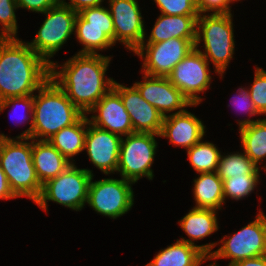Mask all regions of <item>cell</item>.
Listing matches in <instances>:
<instances>
[{
    "label": "cell",
    "mask_w": 266,
    "mask_h": 266,
    "mask_svg": "<svg viewBox=\"0 0 266 266\" xmlns=\"http://www.w3.org/2000/svg\"><path fill=\"white\" fill-rule=\"evenodd\" d=\"M93 171L78 168L72 163L57 177L46 181L42 185L39 198L35 201L47 213L48 201L60 204L74 211H81L87 204L88 188Z\"/></svg>",
    "instance_id": "cell-6"
},
{
    "label": "cell",
    "mask_w": 266,
    "mask_h": 266,
    "mask_svg": "<svg viewBox=\"0 0 266 266\" xmlns=\"http://www.w3.org/2000/svg\"><path fill=\"white\" fill-rule=\"evenodd\" d=\"M206 260L208 258L198 248L177 239L145 266H201Z\"/></svg>",
    "instance_id": "cell-23"
},
{
    "label": "cell",
    "mask_w": 266,
    "mask_h": 266,
    "mask_svg": "<svg viewBox=\"0 0 266 266\" xmlns=\"http://www.w3.org/2000/svg\"><path fill=\"white\" fill-rule=\"evenodd\" d=\"M258 211L255 219L239 231L224 235L218 241L221 246L207 261L230 259L227 266H231L240 260L266 255V215L262 210Z\"/></svg>",
    "instance_id": "cell-8"
},
{
    "label": "cell",
    "mask_w": 266,
    "mask_h": 266,
    "mask_svg": "<svg viewBox=\"0 0 266 266\" xmlns=\"http://www.w3.org/2000/svg\"><path fill=\"white\" fill-rule=\"evenodd\" d=\"M113 88L120 94L130 115L133 131L160 135L164 116L141 96L138 89L134 85L127 87L116 81Z\"/></svg>",
    "instance_id": "cell-16"
},
{
    "label": "cell",
    "mask_w": 266,
    "mask_h": 266,
    "mask_svg": "<svg viewBox=\"0 0 266 266\" xmlns=\"http://www.w3.org/2000/svg\"><path fill=\"white\" fill-rule=\"evenodd\" d=\"M18 8H24L35 13H44L50 8L63 4V0H16Z\"/></svg>",
    "instance_id": "cell-37"
},
{
    "label": "cell",
    "mask_w": 266,
    "mask_h": 266,
    "mask_svg": "<svg viewBox=\"0 0 266 266\" xmlns=\"http://www.w3.org/2000/svg\"><path fill=\"white\" fill-rule=\"evenodd\" d=\"M261 174H244V176H232L223 181L224 201L227 199L241 200L254 192L259 183Z\"/></svg>",
    "instance_id": "cell-29"
},
{
    "label": "cell",
    "mask_w": 266,
    "mask_h": 266,
    "mask_svg": "<svg viewBox=\"0 0 266 266\" xmlns=\"http://www.w3.org/2000/svg\"><path fill=\"white\" fill-rule=\"evenodd\" d=\"M238 130L241 149L263 171V168L266 169V164L264 167H260L259 164H262L266 159V118L241 127Z\"/></svg>",
    "instance_id": "cell-26"
},
{
    "label": "cell",
    "mask_w": 266,
    "mask_h": 266,
    "mask_svg": "<svg viewBox=\"0 0 266 266\" xmlns=\"http://www.w3.org/2000/svg\"><path fill=\"white\" fill-rule=\"evenodd\" d=\"M113 18L114 44L120 42L126 49L134 52L146 34L144 18L137 0H108Z\"/></svg>",
    "instance_id": "cell-13"
},
{
    "label": "cell",
    "mask_w": 266,
    "mask_h": 266,
    "mask_svg": "<svg viewBox=\"0 0 266 266\" xmlns=\"http://www.w3.org/2000/svg\"><path fill=\"white\" fill-rule=\"evenodd\" d=\"M198 17L199 15L160 14L149 36L146 32L143 43H159L171 38H182L189 39L195 45Z\"/></svg>",
    "instance_id": "cell-20"
},
{
    "label": "cell",
    "mask_w": 266,
    "mask_h": 266,
    "mask_svg": "<svg viewBox=\"0 0 266 266\" xmlns=\"http://www.w3.org/2000/svg\"><path fill=\"white\" fill-rule=\"evenodd\" d=\"M193 182L194 208L222 210L225 203L223 181L216 172L199 173Z\"/></svg>",
    "instance_id": "cell-22"
},
{
    "label": "cell",
    "mask_w": 266,
    "mask_h": 266,
    "mask_svg": "<svg viewBox=\"0 0 266 266\" xmlns=\"http://www.w3.org/2000/svg\"><path fill=\"white\" fill-rule=\"evenodd\" d=\"M217 212L211 209H198L192 208L189 212L178 220V224L181 227L189 239L182 237L178 239L184 241L189 245L198 248L207 258L213 254V249L218 242H211L202 245L195 244V241L204 239L210 236L214 232L218 231L219 224L217 219Z\"/></svg>",
    "instance_id": "cell-19"
},
{
    "label": "cell",
    "mask_w": 266,
    "mask_h": 266,
    "mask_svg": "<svg viewBox=\"0 0 266 266\" xmlns=\"http://www.w3.org/2000/svg\"><path fill=\"white\" fill-rule=\"evenodd\" d=\"M123 137L116 173L134 184L143 177L153 180L154 171L151 167L158 147L156 139L160 135L135 132Z\"/></svg>",
    "instance_id": "cell-7"
},
{
    "label": "cell",
    "mask_w": 266,
    "mask_h": 266,
    "mask_svg": "<svg viewBox=\"0 0 266 266\" xmlns=\"http://www.w3.org/2000/svg\"><path fill=\"white\" fill-rule=\"evenodd\" d=\"M122 136L98 128L88 120L84 150L90 162L105 175L115 174Z\"/></svg>",
    "instance_id": "cell-15"
},
{
    "label": "cell",
    "mask_w": 266,
    "mask_h": 266,
    "mask_svg": "<svg viewBox=\"0 0 266 266\" xmlns=\"http://www.w3.org/2000/svg\"><path fill=\"white\" fill-rule=\"evenodd\" d=\"M230 0H197L196 6L200 14H230ZM211 12V13H209Z\"/></svg>",
    "instance_id": "cell-36"
},
{
    "label": "cell",
    "mask_w": 266,
    "mask_h": 266,
    "mask_svg": "<svg viewBox=\"0 0 266 266\" xmlns=\"http://www.w3.org/2000/svg\"><path fill=\"white\" fill-rule=\"evenodd\" d=\"M260 169L255 165L249 157L242 152H231L221 154L218 167L217 175L225 180L232 176H244V174H260Z\"/></svg>",
    "instance_id": "cell-28"
},
{
    "label": "cell",
    "mask_w": 266,
    "mask_h": 266,
    "mask_svg": "<svg viewBox=\"0 0 266 266\" xmlns=\"http://www.w3.org/2000/svg\"><path fill=\"white\" fill-rule=\"evenodd\" d=\"M88 188L87 204L95 212L111 219L127 214L134 205V191L131 181L115 178H103L93 181Z\"/></svg>",
    "instance_id": "cell-10"
},
{
    "label": "cell",
    "mask_w": 266,
    "mask_h": 266,
    "mask_svg": "<svg viewBox=\"0 0 266 266\" xmlns=\"http://www.w3.org/2000/svg\"><path fill=\"white\" fill-rule=\"evenodd\" d=\"M17 198L14 193L11 191L7 177L0 167V199L9 200Z\"/></svg>",
    "instance_id": "cell-39"
},
{
    "label": "cell",
    "mask_w": 266,
    "mask_h": 266,
    "mask_svg": "<svg viewBox=\"0 0 266 266\" xmlns=\"http://www.w3.org/2000/svg\"><path fill=\"white\" fill-rule=\"evenodd\" d=\"M207 266H219V265L216 263V261H214L213 263H210Z\"/></svg>",
    "instance_id": "cell-41"
},
{
    "label": "cell",
    "mask_w": 266,
    "mask_h": 266,
    "mask_svg": "<svg viewBox=\"0 0 266 266\" xmlns=\"http://www.w3.org/2000/svg\"><path fill=\"white\" fill-rule=\"evenodd\" d=\"M16 0H0V38L18 37Z\"/></svg>",
    "instance_id": "cell-31"
},
{
    "label": "cell",
    "mask_w": 266,
    "mask_h": 266,
    "mask_svg": "<svg viewBox=\"0 0 266 266\" xmlns=\"http://www.w3.org/2000/svg\"><path fill=\"white\" fill-rule=\"evenodd\" d=\"M236 93L237 94L231 97V103H232L231 105L234 106V108H238V111L241 110L244 113L248 114V117H249L247 119L237 120V124L239 128L250 125L260 120L259 118L256 120L250 119V117H253L255 115L259 116L260 114L258 113L257 109L254 106V103L252 101V98L250 96V93L247 87L243 88L242 86L238 88Z\"/></svg>",
    "instance_id": "cell-32"
},
{
    "label": "cell",
    "mask_w": 266,
    "mask_h": 266,
    "mask_svg": "<svg viewBox=\"0 0 266 266\" xmlns=\"http://www.w3.org/2000/svg\"><path fill=\"white\" fill-rule=\"evenodd\" d=\"M233 15L200 14L197 19L195 48L213 64L214 72L223 78L235 52ZM203 42V46H200ZM203 47L204 51L199 49Z\"/></svg>",
    "instance_id": "cell-5"
},
{
    "label": "cell",
    "mask_w": 266,
    "mask_h": 266,
    "mask_svg": "<svg viewBox=\"0 0 266 266\" xmlns=\"http://www.w3.org/2000/svg\"><path fill=\"white\" fill-rule=\"evenodd\" d=\"M231 266H266V255L240 260Z\"/></svg>",
    "instance_id": "cell-40"
},
{
    "label": "cell",
    "mask_w": 266,
    "mask_h": 266,
    "mask_svg": "<svg viewBox=\"0 0 266 266\" xmlns=\"http://www.w3.org/2000/svg\"><path fill=\"white\" fill-rule=\"evenodd\" d=\"M63 0V4L79 13L82 9L103 5L104 0Z\"/></svg>",
    "instance_id": "cell-38"
},
{
    "label": "cell",
    "mask_w": 266,
    "mask_h": 266,
    "mask_svg": "<svg viewBox=\"0 0 266 266\" xmlns=\"http://www.w3.org/2000/svg\"><path fill=\"white\" fill-rule=\"evenodd\" d=\"M254 73V82L247 89L258 113L266 115V71L256 67Z\"/></svg>",
    "instance_id": "cell-34"
},
{
    "label": "cell",
    "mask_w": 266,
    "mask_h": 266,
    "mask_svg": "<svg viewBox=\"0 0 266 266\" xmlns=\"http://www.w3.org/2000/svg\"><path fill=\"white\" fill-rule=\"evenodd\" d=\"M32 159L42 185L57 177L72 164L48 140L32 139Z\"/></svg>",
    "instance_id": "cell-21"
},
{
    "label": "cell",
    "mask_w": 266,
    "mask_h": 266,
    "mask_svg": "<svg viewBox=\"0 0 266 266\" xmlns=\"http://www.w3.org/2000/svg\"><path fill=\"white\" fill-rule=\"evenodd\" d=\"M232 3H234V2H237V1H240L241 2V0H230Z\"/></svg>",
    "instance_id": "cell-42"
},
{
    "label": "cell",
    "mask_w": 266,
    "mask_h": 266,
    "mask_svg": "<svg viewBox=\"0 0 266 266\" xmlns=\"http://www.w3.org/2000/svg\"><path fill=\"white\" fill-rule=\"evenodd\" d=\"M78 14L85 20V27L114 28L109 8L105 6L85 8Z\"/></svg>",
    "instance_id": "cell-33"
},
{
    "label": "cell",
    "mask_w": 266,
    "mask_h": 266,
    "mask_svg": "<svg viewBox=\"0 0 266 266\" xmlns=\"http://www.w3.org/2000/svg\"><path fill=\"white\" fill-rule=\"evenodd\" d=\"M88 116L83 114L74 124L62 128L48 141L71 163L73 157L84 151Z\"/></svg>",
    "instance_id": "cell-24"
},
{
    "label": "cell",
    "mask_w": 266,
    "mask_h": 266,
    "mask_svg": "<svg viewBox=\"0 0 266 266\" xmlns=\"http://www.w3.org/2000/svg\"><path fill=\"white\" fill-rule=\"evenodd\" d=\"M90 113L93 115L88 117L89 122L98 128L122 137L135 133L121 96L113 87L87 112V115Z\"/></svg>",
    "instance_id": "cell-17"
},
{
    "label": "cell",
    "mask_w": 266,
    "mask_h": 266,
    "mask_svg": "<svg viewBox=\"0 0 266 266\" xmlns=\"http://www.w3.org/2000/svg\"><path fill=\"white\" fill-rule=\"evenodd\" d=\"M33 101H34V94L33 95H27V96H21V97H15V98H8L3 101H0V113L4 111V109L8 107H12L11 110L17 114L19 118V122L16 124H22V123H28L30 122V126L28 129L20 133V135H17L13 138H29L31 136V129H32V111H33ZM17 108H21L20 110L24 109L20 112L17 111ZM27 111V112H26ZM24 113V114H21ZM10 114V113H9ZM14 115V113L12 112ZM17 119V118H16Z\"/></svg>",
    "instance_id": "cell-30"
},
{
    "label": "cell",
    "mask_w": 266,
    "mask_h": 266,
    "mask_svg": "<svg viewBox=\"0 0 266 266\" xmlns=\"http://www.w3.org/2000/svg\"><path fill=\"white\" fill-rule=\"evenodd\" d=\"M34 94L32 129L29 138L48 140L62 128L74 124L84 113L49 78Z\"/></svg>",
    "instance_id": "cell-3"
},
{
    "label": "cell",
    "mask_w": 266,
    "mask_h": 266,
    "mask_svg": "<svg viewBox=\"0 0 266 266\" xmlns=\"http://www.w3.org/2000/svg\"><path fill=\"white\" fill-rule=\"evenodd\" d=\"M161 14L199 15L195 0H153Z\"/></svg>",
    "instance_id": "cell-35"
},
{
    "label": "cell",
    "mask_w": 266,
    "mask_h": 266,
    "mask_svg": "<svg viewBox=\"0 0 266 266\" xmlns=\"http://www.w3.org/2000/svg\"><path fill=\"white\" fill-rule=\"evenodd\" d=\"M205 130L202 120L185 110L164 117L160 137L168 138L169 143L187 150L203 139Z\"/></svg>",
    "instance_id": "cell-18"
},
{
    "label": "cell",
    "mask_w": 266,
    "mask_h": 266,
    "mask_svg": "<svg viewBox=\"0 0 266 266\" xmlns=\"http://www.w3.org/2000/svg\"><path fill=\"white\" fill-rule=\"evenodd\" d=\"M0 167L17 198L34 203L42 190L32 159V138H11L0 133Z\"/></svg>",
    "instance_id": "cell-4"
},
{
    "label": "cell",
    "mask_w": 266,
    "mask_h": 266,
    "mask_svg": "<svg viewBox=\"0 0 266 266\" xmlns=\"http://www.w3.org/2000/svg\"><path fill=\"white\" fill-rule=\"evenodd\" d=\"M50 78V65L19 37L0 38V101L33 95Z\"/></svg>",
    "instance_id": "cell-2"
},
{
    "label": "cell",
    "mask_w": 266,
    "mask_h": 266,
    "mask_svg": "<svg viewBox=\"0 0 266 266\" xmlns=\"http://www.w3.org/2000/svg\"><path fill=\"white\" fill-rule=\"evenodd\" d=\"M202 140L186 150L191 167L197 174L216 172L221 151L213 142H203Z\"/></svg>",
    "instance_id": "cell-27"
},
{
    "label": "cell",
    "mask_w": 266,
    "mask_h": 266,
    "mask_svg": "<svg viewBox=\"0 0 266 266\" xmlns=\"http://www.w3.org/2000/svg\"><path fill=\"white\" fill-rule=\"evenodd\" d=\"M195 45L189 39L171 38L159 43H142L133 53L142 62V74L167 77Z\"/></svg>",
    "instance_id": "cell-11"
},
{
    "label": "cell",
    "mask_w": 266,
    "mask_h": 266,
    "mask_svg": "<svg viewBox=\"0 0 266 266\" xmlns=\"http://www.w3.org/2000/svg\"><path fill=\"white\" fill-rule=\"evenodd\" d=\"M74 35L77 41L82 44L81 54H100L103 51L113 47L114 28H96L85 27V20L78 14L75 22Z\"/></svg>",
    "instance_id": "cell-25"
},
{
    "label": "cell",
    "mask_w": 266,
    "mask_h": 266,
    "mask_svg": "<svg viewBox=\"0 0 266 266\" xmlns=\"http://www.w3.org/2000/svg\"><path fill=\"white\" fill-rule=\"evenodd\" d=\"M46 17L39 27L32 42H27L40 57L49 65L50 58L66 44L68 38L74 34L75 22L78 13L62 4L45 11Z\"/></svg>",
    "instance_id": "cell-9"
},
{
    "label": "cell",
    "mask_w": 266,
    "mask_h": 266,
    "mask_svg": "<svg viewBox=\"0 0 266 266\" xmlns=\"http://www.w3.org/2000/svg\"><path fill=\"white\" fill-rule=\"evenodd\" d=\"M111 58L102 54L76 53L61 67L52 60L50 78L81 112L87 114L113 87L115 80L105 76Z\"/></svg>",
    "instance_id": "cell-1"
},
{
    "label": "cell",
    "mask_w": 266,
    "mask_h": 266,
    "mask_svg": "<svg viewBox=\"0 0 266 266\" xmlns=\"http://www.w3.org/2000/svg\"><path fill=\"white\" fill-rule=\"evenodd\" d=\"M142 77L143 82L137 81L133 85L138 89L141 96L164 117L184 112L185 108L188 107L198 106V104H191L167 77L146 74Z\"/></svg>",
    "instance_id": "cell-14"
},
{
    "label": "cell",
    "mask_w": 266,
    "mask_h": 266,
    "mask_svg": "<svg viewBox=\"0 0 266 266\" xmlns=\"http://www.w3.org/2000/svg\"><path fill=\"white\" fill-rule=\"evenodd\" d=\"M203 54L196 48L183 58L167 76L169 81L179 89L191 104H200V93L210 88L211 68Z\"/></svg>",
    "instance_id": "cell-12"
}]
</instances>
